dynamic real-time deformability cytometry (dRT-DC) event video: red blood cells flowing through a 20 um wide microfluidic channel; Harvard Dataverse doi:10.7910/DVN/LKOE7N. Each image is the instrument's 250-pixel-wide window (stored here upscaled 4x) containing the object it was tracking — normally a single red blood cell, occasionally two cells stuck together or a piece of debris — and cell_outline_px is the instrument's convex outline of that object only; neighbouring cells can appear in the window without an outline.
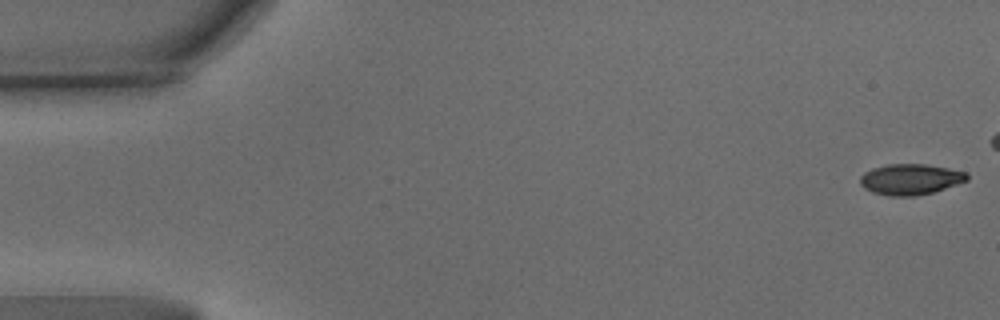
{"species": "common noctule bat (a hibernating species)", "species_latin": "Nyctalus noctula", "temperature_condition": "warm", "stored_images_in_passage": 55, "camera_frame_rate_fps": 3000, "um_per_image_px": 0.085, "animal": {"sex": "male", "body_mass_g": 15.6}, "frame": {"image": 1, "passage_image": 1, "time_ms": 0.0, "image_size_px": [1000, 320], "cell_outline_px": [[968, 180], [932, 192], [916, 196], [888, 196], [872, 192], [864, 188], [860, 184], [860, 176], [864, 172], [872, 168], [888, 164], [924, 164], [948, 168], [964, 172], [968, 176]], "centroid_in_image_um": [77.33, 15.24], "position_along_channel_um": 7.7, "area_um2": 19.07}}
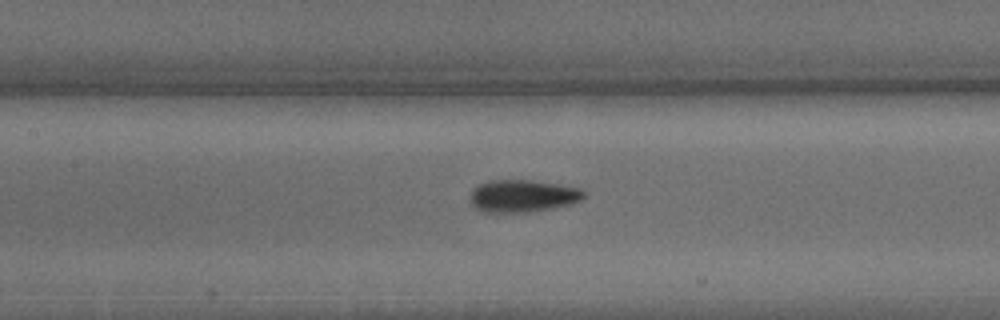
{"frame": {"image": 2, "passage_image": 29, "time_ms": 9.333, "image_size_px": [1000, 320], "cell_outline_px": [[588, 196], [572, 204], [552, 208], [528, 212], [480, 212], [468, 200], [472, 188], [488, 180], [532, 180], [560, 184], [580, 188]], "centroid_in_image_um": [44.42, 16.65], "position_along_channel_um": 163.0, "area_um2": 21.79}}
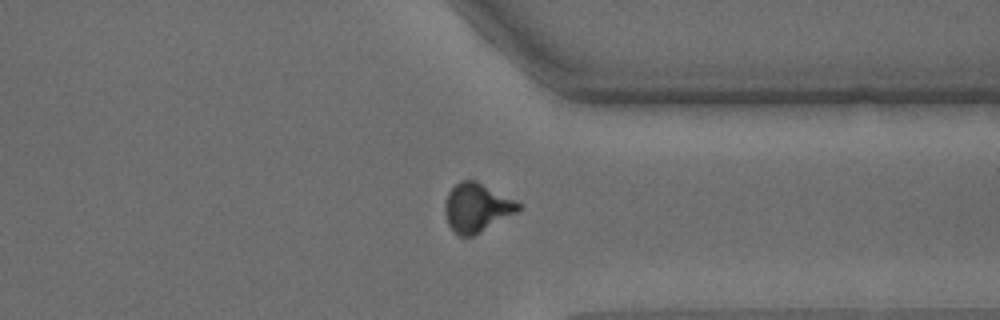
{"frame": {"image": 3, "passage_image": 49, "time_ms": 16.0, "image_size_px": [1000, 320], "cell_outline_px": [[520, 208], [516, 212], [480, 232], [472, 236], [460, 236], [448, 224], [444, 212], [444, 204], [448, 192], [460, 180], [476, 180], [520, 204]], "centroid_in_image_um": [40.47, 17.64], "position_along_channel_um": 370.9, "area_um2": 20.35}, "authors_computed_cell_mechanics": {"area_um2": 20.4612, "velocity_mm_per_s": 3.1622, "shape_relaxation_time_tau1_ms": 4.0107, "shape_relaxation_time_tau2_ms": 2.5676, "deformation_change_tau1": 0.1553, "deformation_change_tau2": 0.0732}}